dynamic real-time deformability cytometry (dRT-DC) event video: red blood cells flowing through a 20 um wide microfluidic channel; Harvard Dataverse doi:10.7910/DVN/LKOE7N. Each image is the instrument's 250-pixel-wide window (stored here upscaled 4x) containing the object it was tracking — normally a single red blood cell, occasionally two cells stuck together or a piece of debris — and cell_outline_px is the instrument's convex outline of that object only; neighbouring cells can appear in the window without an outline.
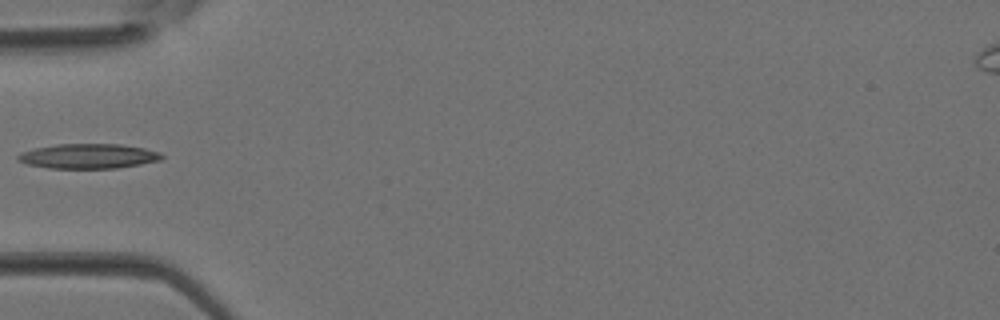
{"species": "Egyptian fruit bat (a non-hibernating species)", "species_latin": "Rousettus aegyptiacus", "temperature_condition": "room temperature", "stored_images_in_passage": 2, "camera_frame_rate_fps": 3000, "um_per_image_px": 0.085, "animal": {"sex": "female"}, "frame": {"image": 1, "passage_image": 2, "time_ms": 0.333, "image_size_px": [1000, 320], "cell_outline_px": [[164, 156], [160, 160], [140, 164], [116, 168], [48, 168], [28, 164], [16, 160], [16, 156], [24, 152], [36, 148], [56, 144], [120, 144], [144, 148], [160, 152]], "centroid_in_image_um": [7.52, 13.27], "position_along_channel_um": 77.5, "area_um2": 20.63}}